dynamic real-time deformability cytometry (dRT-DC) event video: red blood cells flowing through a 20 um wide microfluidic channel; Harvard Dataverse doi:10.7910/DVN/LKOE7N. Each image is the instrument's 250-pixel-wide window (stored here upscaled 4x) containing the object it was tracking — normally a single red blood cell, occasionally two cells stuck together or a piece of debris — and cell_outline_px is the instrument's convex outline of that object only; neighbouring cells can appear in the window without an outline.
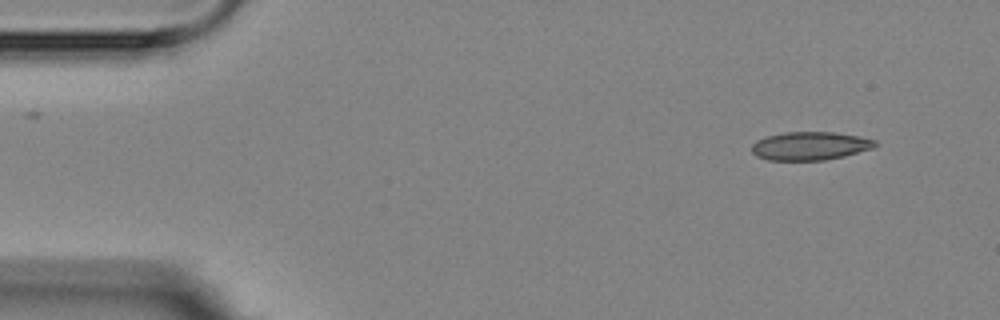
{"species": "Egyptian fruit bat (a non-hibernating species)", "species_latin": "Rousettus aegyptiacus", "temperature_condition": "room temperature", "stored_images_in_passage": 4, "camera_frame_rate_fps": 3000, "um_per_image_px": 0.085, "animal": {"sex": "female"}, "frame": {"image": 1, "passage_image": 1, "time_ms": 0.0, "image_size_px": [1000, 320], "cell_outline_px": [[880, 144], [872, 148], [844, 156], [824, 160], [768, 160], [756, 156], [752, 152], [752, 144], [756, 140], [764, 136], [784, 132], [836, 132], [876, 140]], "centroid_in_image_um": [68.83, 12.4], "position_along_channel_um": 16.2, "area_um2": 20.46}}
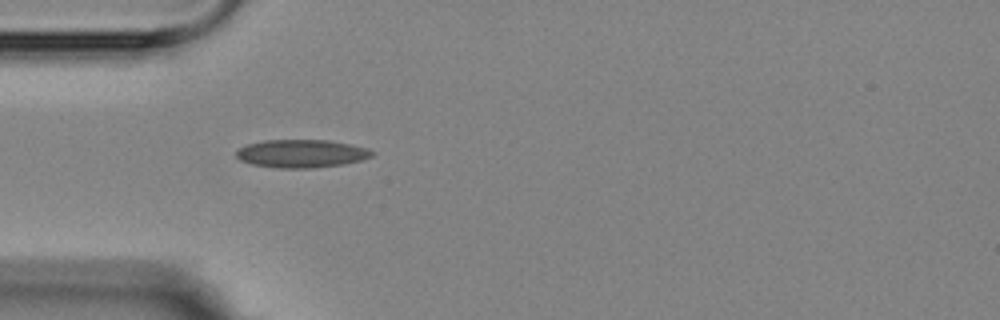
{"frame": {"image": 2, "passage_image": 4, "time_ms": 3.667, "image_size_px": [1000, 320], "cell_outline_px": [[376, 152], [372, 156], [360, 160], [344, 164], [312, 168], [276, 168], [252, 164], [240, 160], [236, 156], [236, 148], [248, 144], [264, 140], [328, 140], [368, 148]], "centroid_in_image_um": [25.6, 13.05], "position_along_channel_um": 59.4, "area_um2": 22.25}}